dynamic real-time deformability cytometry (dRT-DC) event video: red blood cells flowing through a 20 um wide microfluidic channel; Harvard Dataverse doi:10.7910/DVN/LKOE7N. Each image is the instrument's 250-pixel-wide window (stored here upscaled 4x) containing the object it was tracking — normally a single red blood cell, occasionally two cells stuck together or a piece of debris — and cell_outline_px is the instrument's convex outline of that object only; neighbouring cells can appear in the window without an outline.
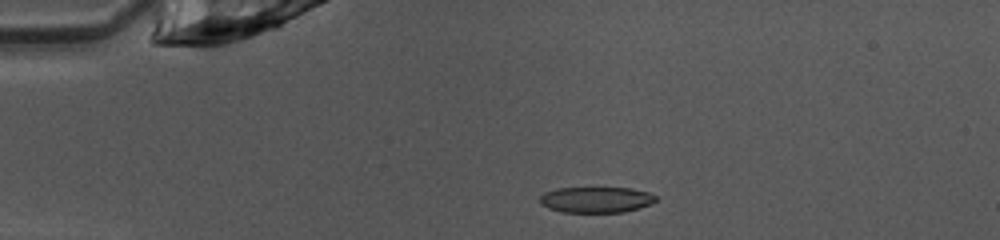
{"species": "common noctule bat (a hibernating species)", "species_latin": "Nyctalus noctula", "temperature_condition": "warm", "stored_images_in_passage": 40, "camera_frame_rate_fps": 3000, "um_per_image_px": 0.085, "animal": {"sex": "female", "body_mass_g": 10.0, "forearm_length_mm": 53.1}, "frame": {"image": 1, "passage_image": 1, "time_ms": 0.0, "image_size_px": [1000, 240], "cell_outline_px": [[656, 200], [652, 204], [624, 212], [560, 212], [548, 208], [540, 204], [540, 196], [544, 192], [556, 188], [632, 188], [648, 192], [656, 196]], "centroid_in_image_um": [50.65, 16.97], "position_along_channel_um": 34.3, "area_um2": 17.57}}
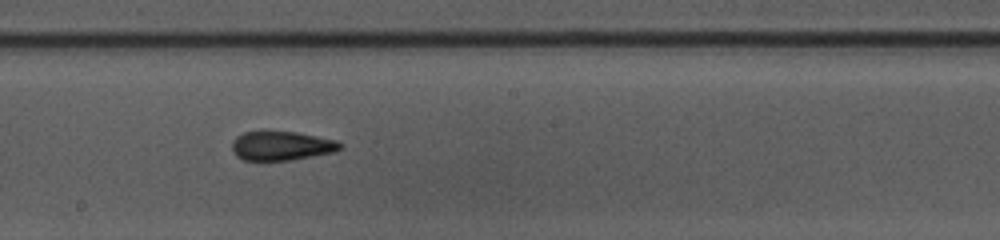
{"frame": {"image": 2, "passage_image": 18, "time_ms": 5.667, "image_size_px": [1000, 240], "cell_outline_px": [[344, 148], [332, 152], [292, 160], [244, 160], [236, 156], [232, 152], [232, 140], [236, 136], [244, 132], [264, 128], [296, 132], [336, 140], [344, 144]], "centroid_in_image_um": [23.88, 12.35], "position_along_channel_um": 224.3, "area_um2": 19.07}}
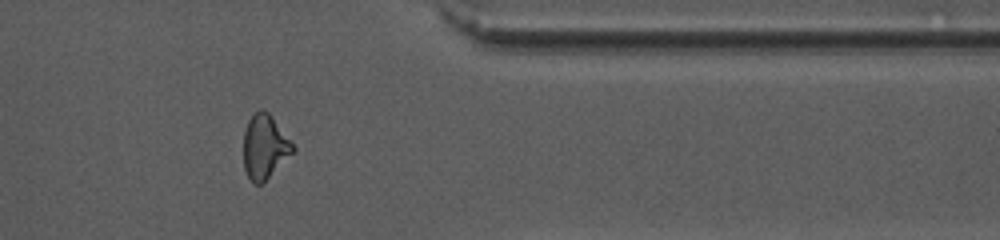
{"frame": {"image": 3, "passage_image": 31, "time_ms": 10.0, "image_size_px": [1000, 240], "cell_outline_px": [[296, 148], [260, 184], [252, 184], [244, 168], [244, 132], [248, 120], [252, 112], [260, 108], [264, 108], [272, 116]], "centroid_in_image_um": [22.46, 12.41], "position_along_channel_um": 388.9, "area_um2": 18.15}, "authors_computed_cell_mechanics": {"area_um2": 18.6116, "velocity_mm_per_s": 4.0582, "shape_relaxation_time_tau1_ms": 3.7337, "shape_relaxation_time_tau2_ms": 1.75, "deformation_change_tau1": 0.146, "deformation_change_tau2": 0.0992}}